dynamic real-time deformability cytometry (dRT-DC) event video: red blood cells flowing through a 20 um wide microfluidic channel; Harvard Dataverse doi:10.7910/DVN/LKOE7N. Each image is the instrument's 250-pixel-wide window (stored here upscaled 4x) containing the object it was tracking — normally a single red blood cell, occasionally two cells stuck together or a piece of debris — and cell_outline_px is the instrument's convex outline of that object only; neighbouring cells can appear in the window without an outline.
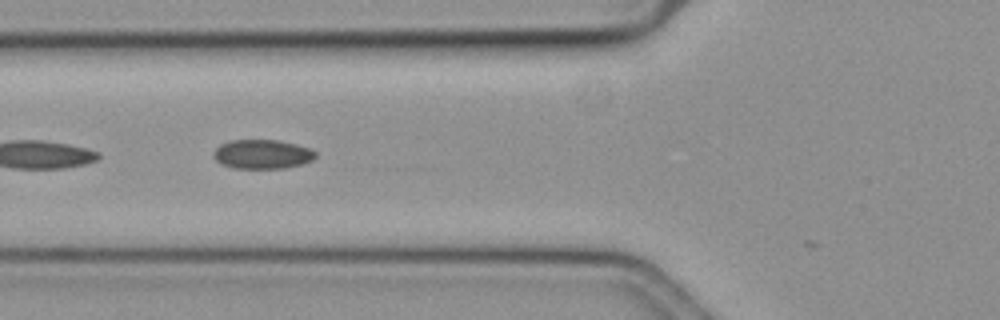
{"species": "common noctule bat (a hibernating species)", "species_latin": "Nyctalus noctula", "temperature_condition": "cold", "stored_images_in_passage": 17, "camera_frame_rate_fps": 3000, "um_per_image_px": 0.085, "animal": {"sex": "female", "body_mass_g": 19.3, "forearm_length_mm": 54.1}, "frame": {"image": 1, "passage_image": 3, "time_ms": 0.667, "image_size_px": [1000, 320], "cell_outline_px": [[316, 156], [312, 160], [288, 168], [232, 168], [220, 164], [212, 156], [212, 152], [220, 144], [228, 140], [280, 140], [296, 144], [308, 148], [316, 152]], "centroid_in_image_um": [22.25, 13.1], "position_along_channel_um": 103.6, "area_um2": 17.51}}
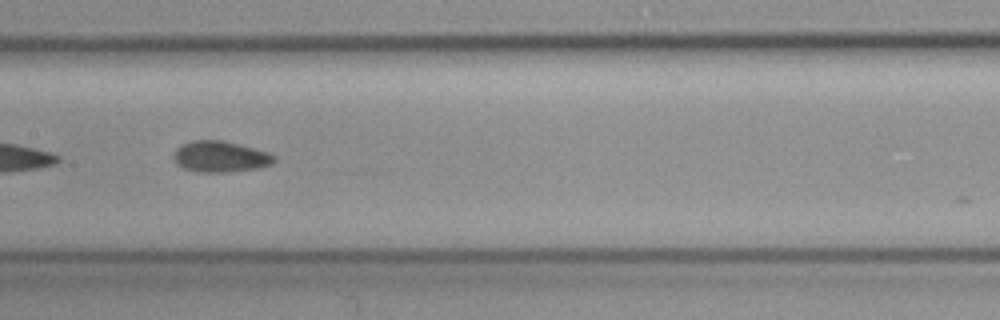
{"frame": {"image": 2, "passage_image": 10, "time_ms": 3.0, "image_size_px": [1000, 320], "cell_outline_px": [[276, 160], [272, 164], [256, 168], [228, 172], [196, 172], [184, 168], [176, 164], [172, 156], [176, 148], [192, 140], [224, 140], [268, 152], [276, 156]], "centroid_in_image_um": [18.71, 13.31], "position_along_channel_um": 188.7, "area_um2": 18.26}}